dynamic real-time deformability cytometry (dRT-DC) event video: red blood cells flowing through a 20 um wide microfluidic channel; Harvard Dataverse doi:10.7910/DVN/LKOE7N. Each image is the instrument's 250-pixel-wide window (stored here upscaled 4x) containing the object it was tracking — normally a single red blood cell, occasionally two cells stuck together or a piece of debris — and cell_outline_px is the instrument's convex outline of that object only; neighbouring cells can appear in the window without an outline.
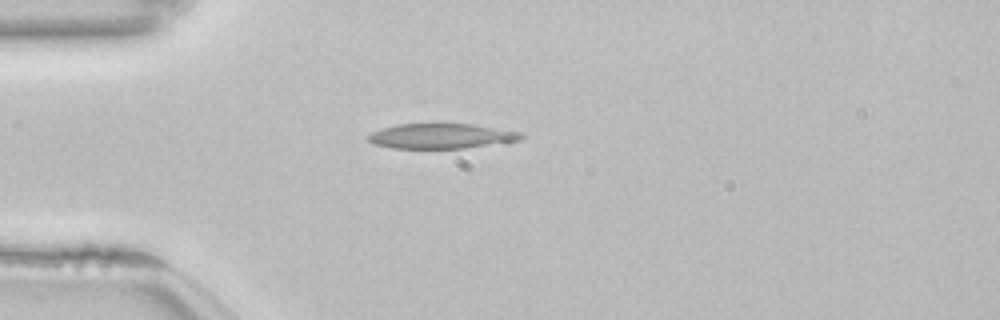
{"species": "common noctule bat (a hibernating species)", "species_latin": "Nyctalus noctula", "temperature_condition": "room temperature", "stored_images_in_passage": 16, "camera_frame_rate_fps": 3000, "um_per_image_px": 0.085, "animal": {"sex": "female", "body_mass_g": 22.7, "forearm_length_mm": 54.2}, "frame": {"image": 1, "passage_image": 14, "time_ms": 4.333, "image_size_px": [1000, 320], "cell_outline_px": [[524, 136], [520, 140], [508, 144], [464, 148], [392, 148], [372, 144], [368, 140], [368, 136], [372, 132], [396, 124], [472, 124], [520, 132]], "centroid_in_image_um": [37.57, 11.58], "position_along_channel_um": 47.4, "area_um2": 22.48}}